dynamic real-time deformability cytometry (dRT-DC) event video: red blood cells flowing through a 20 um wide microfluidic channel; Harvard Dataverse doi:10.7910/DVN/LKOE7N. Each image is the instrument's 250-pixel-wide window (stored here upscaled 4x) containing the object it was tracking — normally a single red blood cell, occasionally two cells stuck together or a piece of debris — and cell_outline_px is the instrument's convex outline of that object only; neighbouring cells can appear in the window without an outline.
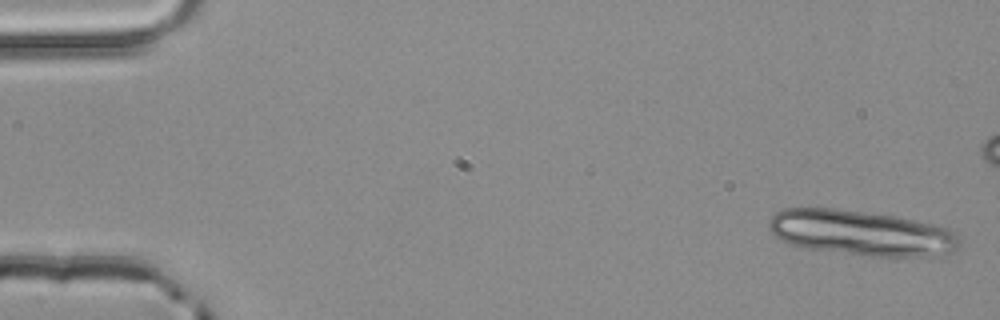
{"species": "common noctule bat (a hibernating species)", "species_latin": "Nyctalus noctula", "temperature_condition": "room temperature", "stored_images_in_passage": 5, "camera_frame_rate_fps": 3000, "um_per_image_px": 0.085, "animal": {"sex": "male", "body_mass_g": 20.4}, "frame": {"image": 1, "passage_image": 1, "time_ms": 0.0, "image_size_px": [1000, 320], "cell_outline_px": [[964, 240], [952, 252], [936, 256], [868, 256], [804, 248], [792, 244], [776, 236], [768, 228], [768, 220], [776, 212], [784, 208], [836, 208], [896, 216], [948, 228], [956, 232]], "centroid_in_image_um": [73.24, 19.8], "position_along_channel_um": 11.8, "area_um2": 50.46}}